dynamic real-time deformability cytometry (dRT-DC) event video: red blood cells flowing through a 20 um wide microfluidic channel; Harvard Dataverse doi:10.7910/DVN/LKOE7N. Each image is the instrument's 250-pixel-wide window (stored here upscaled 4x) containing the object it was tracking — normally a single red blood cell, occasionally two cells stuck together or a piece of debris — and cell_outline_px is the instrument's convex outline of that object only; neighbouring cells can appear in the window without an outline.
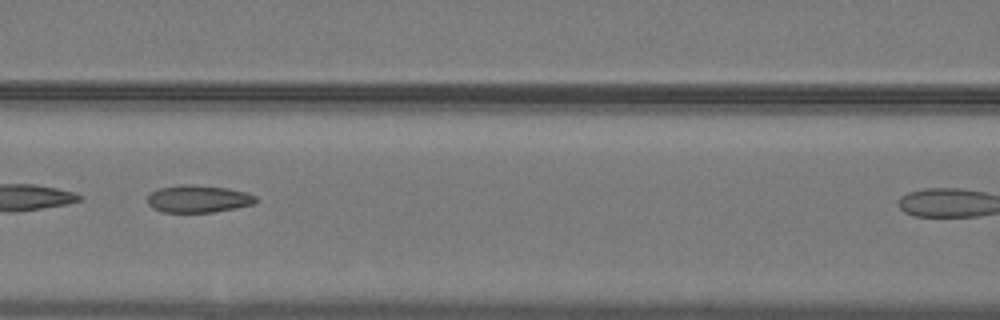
{"species": "common noctule bat (a hibernating species)", "species_latin": "Nyctalus noctula", "temperature_condition": "warm", "stored_images_in_passage": 27, "camera_frame_rate_fps": 3000, "um_per_image_px": 0.085, "animal": {"sex": "male", "body_mass_g": 19.2, "forearm_length_mm": 51.8}, "frame": {"image": 1, "passage_image": 8, "time_ms": 2.333, "image_size_px": [1000, 320], "cell_outline_px": [[260, 200], [256, 204], [236, 208], [212, 212], [160, 212], [152, 208], [148, 204], [148, 196], [152, 192], [160, 188], [184, 184], [192, 184], [228, 188], [248, 192], [256, 196]], "centroid_in_image_um": [16.91, 16.9], "position_along_channel_um": 149.7, "area_um2": 17.51}}
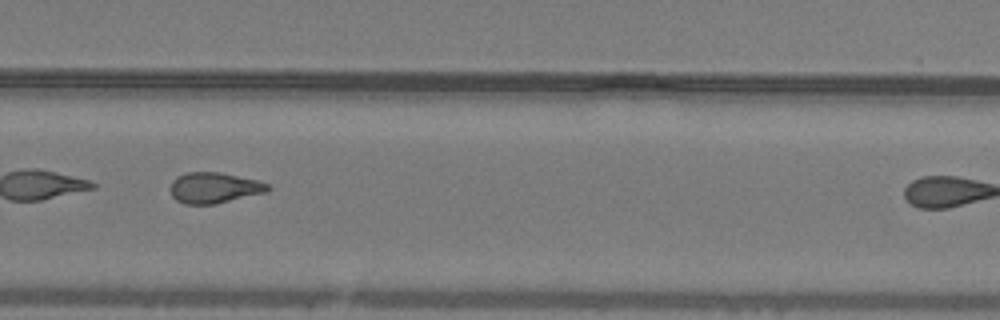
{"frame": {"image": 2, "passage_image": 20, "time_ms": 6.333, "image_size_px": [1000, 320], "cell_outline_px": [[272, 188], [268, 192], [216, 204], [184, 204], [176, 200], [172, 196], [168, 188], [172, 180], [176, 176], [188, 172], [220, 172], [260, 180], [268, 184]], "centroid_in_image_um": [18.21, 15.96], "position_along_channel_um": 311.6, "area_um2": 17.92}}